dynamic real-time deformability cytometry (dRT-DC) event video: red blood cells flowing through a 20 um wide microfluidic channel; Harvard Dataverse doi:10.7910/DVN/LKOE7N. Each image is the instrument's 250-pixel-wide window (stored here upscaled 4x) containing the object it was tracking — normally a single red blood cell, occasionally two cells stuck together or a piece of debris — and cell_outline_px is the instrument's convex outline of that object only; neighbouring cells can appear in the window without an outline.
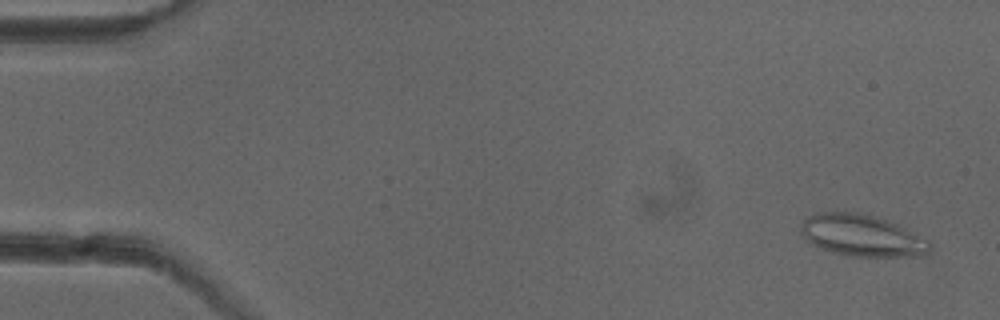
{"species": "common noctule bat (a hibernating species)", "species_latin": "Nyctalus noctula", "temperature_condition": "cold", "stored_images_in_passage": 17, "camera_frame_rate_fps": 3000, "um_per_image_px": 0.085, "animal": {"sex": "female"}, "frame": {"image": 1, "passage_image": 3, "time_ms": 0.667, "image_size_px": [1000, 320], "cell_outline_px": [[932, 248], [924, 256], [852, 256], [832, 252], [820, 248], [804, 240], [800, 232], [800, 224], [808, 216], [820, 212], [856, 212], [908, 224], [928, 240], [932, 244]], "centroid_in_image_um": [73.35, 20.0], "position_along_channel_um": 11.7, "area_um2": 32.31}}